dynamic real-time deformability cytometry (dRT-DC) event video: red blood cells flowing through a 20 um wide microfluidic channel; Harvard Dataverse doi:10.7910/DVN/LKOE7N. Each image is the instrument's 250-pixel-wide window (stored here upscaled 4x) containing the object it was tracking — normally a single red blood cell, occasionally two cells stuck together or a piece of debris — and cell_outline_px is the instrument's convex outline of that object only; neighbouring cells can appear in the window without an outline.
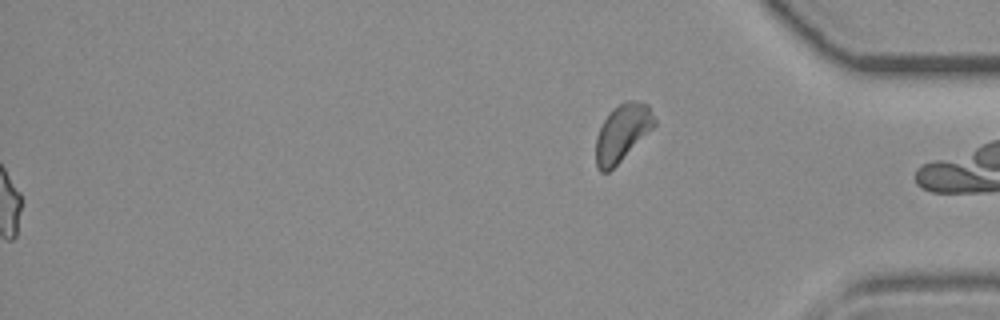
{"species": "common noctule bat (a hibernating species)", "species_latin": "Nyctalus noctula", "temperature_condition": "room temperature", "stored_images_in_passage": 39, "segment_of_instrument_passage": [2, 2], "camera_frame_rate_fps": 3000, "um_per_image_px": 0.085, "animal": {"sex": "female", "body_mass_g": 19.3, "forearm_length_mm": 54.1}, "frame": {"image": 1, "passage_image": 39, "time_ms": 12.667, "image_size_px": [1000, 320], "cell_outline_px": [[656, 124], [608, 172], [600, 172], [596, 168], [596, 136], [604, 120], [612, 108], [628, 100], [632, 100], [648, 104], [656, 120]], "centroid_in_image_um": [52.87, 11.26], "position_along_channel_um": 382.3, "area_um2": 19.02}}